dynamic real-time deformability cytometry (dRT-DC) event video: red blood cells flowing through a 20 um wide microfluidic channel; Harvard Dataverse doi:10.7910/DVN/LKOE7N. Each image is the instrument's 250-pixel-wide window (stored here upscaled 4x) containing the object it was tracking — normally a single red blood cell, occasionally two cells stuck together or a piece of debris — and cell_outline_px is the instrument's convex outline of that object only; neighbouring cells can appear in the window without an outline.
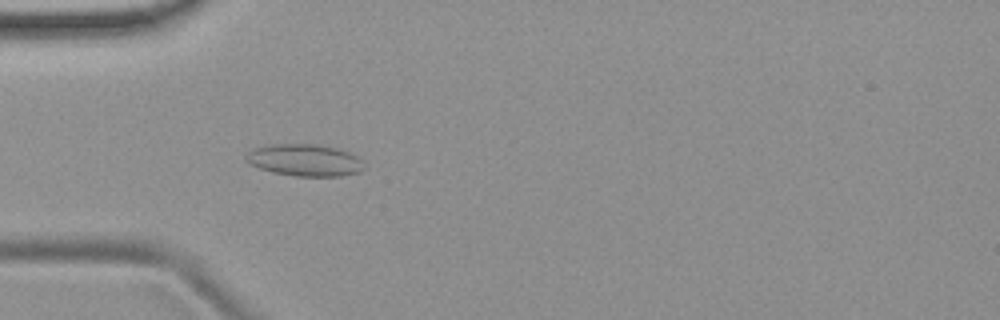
{"species": "common noctule bat (a hibernating species)", "species_latin": "Nyctalus noctula", "temperature_condition": "room temperature", "stored_images_in_passage": 4, "camera_frame_rate_fps": 3000, "um_per_image_px": 0.085, "animal": {"sex": "female", "body_mass_g": 19.9}, "frame": {"image": 1, "passage_image": 4, "time_ms": 3.333, "image_size_px": [1000, 320], "cell_outline_px": [[364, 168], [360, 172], [340, 176], [296, 176], [272, 172], [248, 164], [244, 160], [244, 156], [252, 148], [272, 144], [316, 144], [336, 148], [352, 152], [360, 160]], "centroid_in_image_um": [25.86, 13.61], "position_along_channel_um": 59.1, "area_um2": 22.14}}